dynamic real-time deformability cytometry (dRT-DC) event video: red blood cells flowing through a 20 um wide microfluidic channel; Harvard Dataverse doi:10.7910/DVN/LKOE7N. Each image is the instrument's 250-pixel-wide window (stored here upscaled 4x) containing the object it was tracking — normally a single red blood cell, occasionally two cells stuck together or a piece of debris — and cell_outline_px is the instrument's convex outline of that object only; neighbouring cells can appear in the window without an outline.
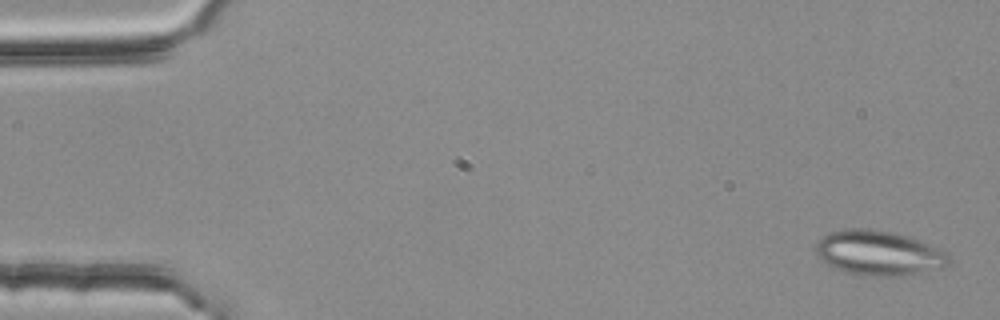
{"species": "common noctule bat (a hibernating species)", "species_latin": "Nyctalus noctula", "temperature_condition": "room temperature", "stored_images_in_passage": 5, "camera_frame_rate_fps": 3000, "um_per_image_px": 0.085, "animal": {"sex": "female", "body_mass_g": 25.1}, "frame": {"image": 1, "passage_image": 1, "time_ms": 0.0, "image_size_px": [1000, 320], "cell_outline_px": [[952, 260], [944, 268], [904, 276], [860, 276], [844, 272], [828, 264], [816, 256], [816, 244], [824, 236], [832, 232], [852, 228], [876, 228], [896, 232], [908, 236], [944, 252]], "centroid_in_image_um": [74.69, 21.52], "position_along_channel_um": 10.3, "area_um2": 34.85}}